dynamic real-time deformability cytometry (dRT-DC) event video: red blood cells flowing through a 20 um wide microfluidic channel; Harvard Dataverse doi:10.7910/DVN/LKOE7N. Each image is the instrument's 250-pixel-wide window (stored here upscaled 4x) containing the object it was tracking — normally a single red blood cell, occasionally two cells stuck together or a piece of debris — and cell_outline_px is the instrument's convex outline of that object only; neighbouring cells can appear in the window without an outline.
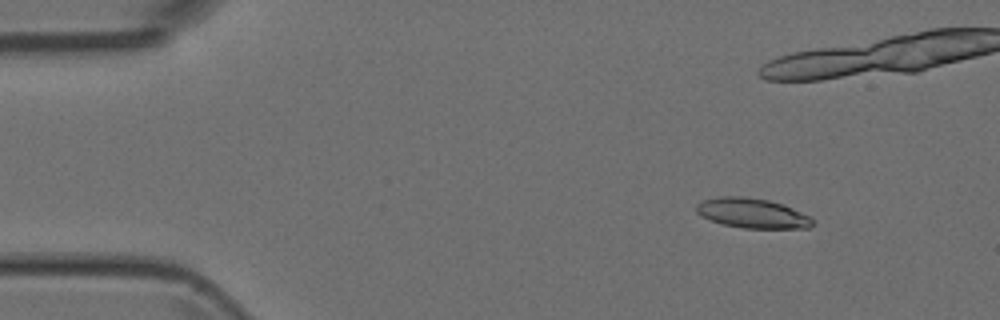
{"species": "Egyptian fruit bat (a non-hibernating species)", "species_latin": "Rousettus aegyptiacus", "temperature_condition": "room temperature", "stored_images_in_passage": 46, "camera_frame_rate_fps": 3000, "um_per_image_px": 0.085, "animal": {"sex": "female"}, "frame": {"image": 1, "passage_image": 1, "time_ms": 0.0, "image_size_px": [1000, 320], "cell_outline_px": [[816, 224], [808, 228], [744, 228], [724, 224], [712, 220], [696, 212], [696, 204], [704, 200], [716, 196], [740, 196], [768, 200], [792, 208], [808, 216]], "centroid_in_image_um": [63.94, 18.12], "position_along_channel_um": 21.1, "area_um2": 19.88}}